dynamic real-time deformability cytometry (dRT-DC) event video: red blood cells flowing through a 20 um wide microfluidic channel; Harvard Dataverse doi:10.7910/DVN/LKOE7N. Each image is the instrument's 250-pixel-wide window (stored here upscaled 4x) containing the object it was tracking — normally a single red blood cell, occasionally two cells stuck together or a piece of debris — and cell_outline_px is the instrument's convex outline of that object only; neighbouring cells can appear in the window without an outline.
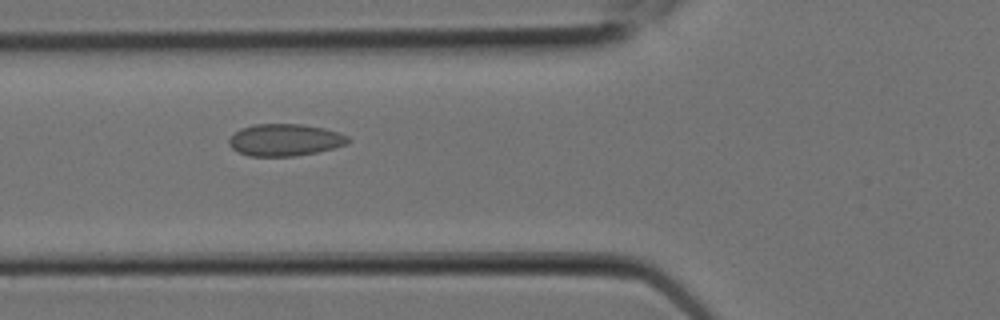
{"species": "Egyptian fruit bat (a non-hibernating species)", "species_latin": "Rousettus aegyptiacus", "temperature_condition": "room temperature", "stored_images_in_passage": 6, "camera_frame_rate_fps": 3000, "um_per_image_px": 0.085, "animal": {"sex": "female"}, "frame": {"image": 1, "passage_image": 5, "time_ms": 1.333, "image_size_px": [1000, 320], "cell_outline_px": [[352, 140], [348, 144], [316, 152], [296, 156], [248, 156], [232, 148], [228, 144], [228, 140], [240, 128], [256, 124], [300, 124], [324, 128], [348, 136]], "centroid_in_image_um": [24.22, 11.89], "position_along_channel_um": 101.6, "area_um2": 22.14}}
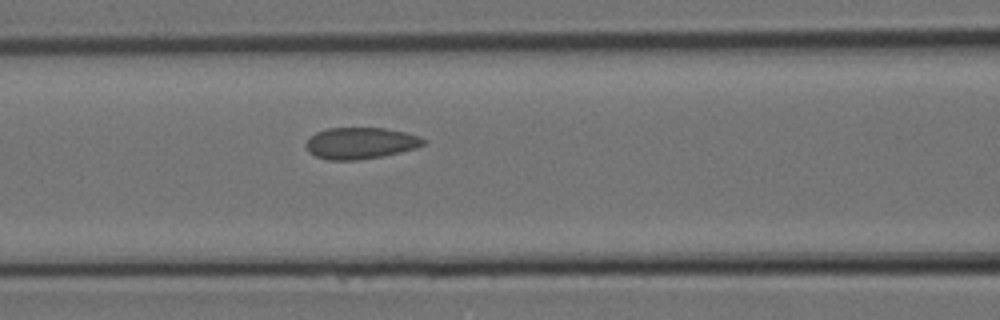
{"frame": {"image": 2, "passage_image": 6, "time_ms": 1.667, "image_size_px": [1000, 320], "cell_outline_px": [[428, 140], [424, 144], [416, 148], [384, 156], [356, 160], [328, 160], [316, 156], [308, 152], [304, 144], [316, 132], [328, 128], [384, 128], [404, 132]], "centroid_in_image_um": [30.63, 12.17], "position_along_channel_um": 136.0, "area_um2": 21.5}}